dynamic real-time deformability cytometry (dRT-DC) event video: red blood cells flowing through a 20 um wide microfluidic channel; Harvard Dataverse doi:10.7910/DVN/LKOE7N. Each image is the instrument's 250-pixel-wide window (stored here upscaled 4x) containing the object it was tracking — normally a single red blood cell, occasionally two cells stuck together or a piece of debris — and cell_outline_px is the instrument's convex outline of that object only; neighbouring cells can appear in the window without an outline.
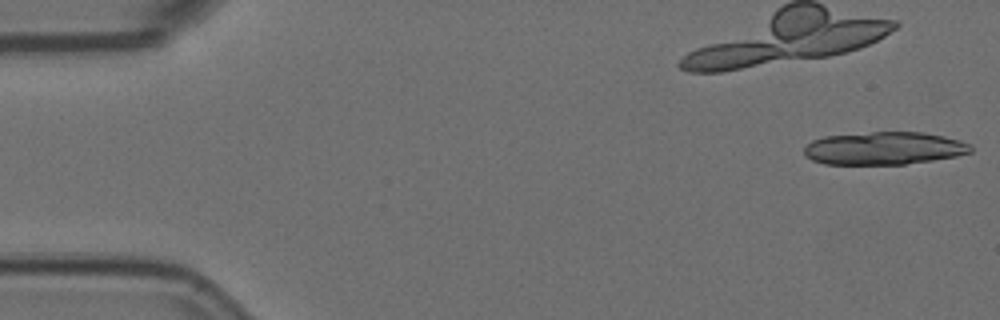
{"species": "Egyptian fruit bat (a non-hibernating species)", "species_latin": "Rousettus aegyptiacus", "temperature_condition": "room temperature", "stored_images_in_passage": 10, "camera_frame_rate_fps": 3000, "um_per_image_px": 0.085, "animal": {"sex": "female"}, "frame": {"image": 1, "passage_image": 1, "time_ms": 0.0, "image_size_px": [1000, 320], "cell_outline_px": [[972, 152], [956, 156], [932, 160], [904, 164], [824, 164], [812, 160], [804, 156], [804, 148], [812, 140], [824, 136], [872, 132], [924, 132], [944, 136], [960, 140], [972, 144]], "centroid_in_image_um": [75.15, 12.6], "position_along_channel_um": 9.8, "area_um2": 31.96}}
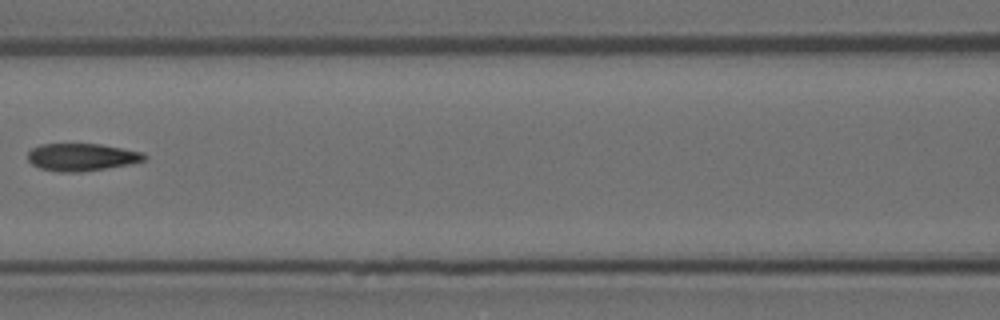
{"frame": {"image": 2, "passage_image": 7, "time_ms": 2.0, "image_size_px": [1000, 320], "cell_outline_px": [[148, 156], [144, 160], [128, 164], [80, 172], [56, 172], [40, 168], [32, 164], [28, 160], [28, 152], [32, 148], [40, 144], [100, 144], [144, 152]], "centroid_in_image_um": [6.93, 13.35], "position_along_channel_um": 159.7, "area_um2": 18.61}}
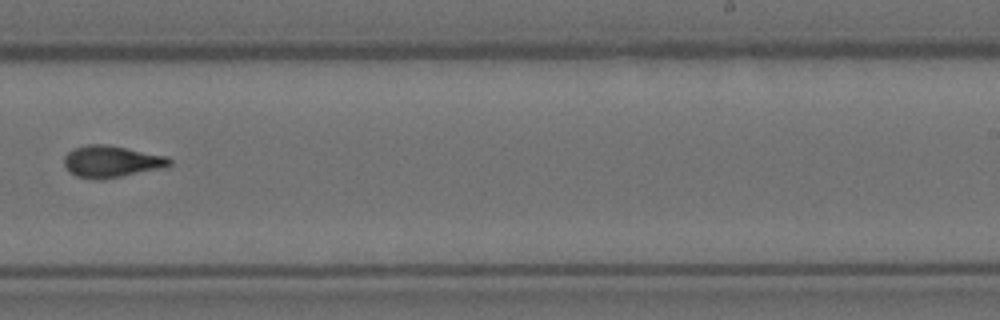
{"frame": {"image": 3, "passage_image": 10, "time_ms": 3.0, "image_size_px": [1000, 320], "cell_outline_px": [[172, 164], [168, 168], [100, 180], [96, 180], [76, 176], [68, 172], [64, 164], [64, 156], [72, 148], [88, 144], [108, 144], [168, 156], [172, 160]], "centroid_in_image_um": [9.51, 13.73], "position_along_channel_um": 279.5, "area_um2": 20.06}}